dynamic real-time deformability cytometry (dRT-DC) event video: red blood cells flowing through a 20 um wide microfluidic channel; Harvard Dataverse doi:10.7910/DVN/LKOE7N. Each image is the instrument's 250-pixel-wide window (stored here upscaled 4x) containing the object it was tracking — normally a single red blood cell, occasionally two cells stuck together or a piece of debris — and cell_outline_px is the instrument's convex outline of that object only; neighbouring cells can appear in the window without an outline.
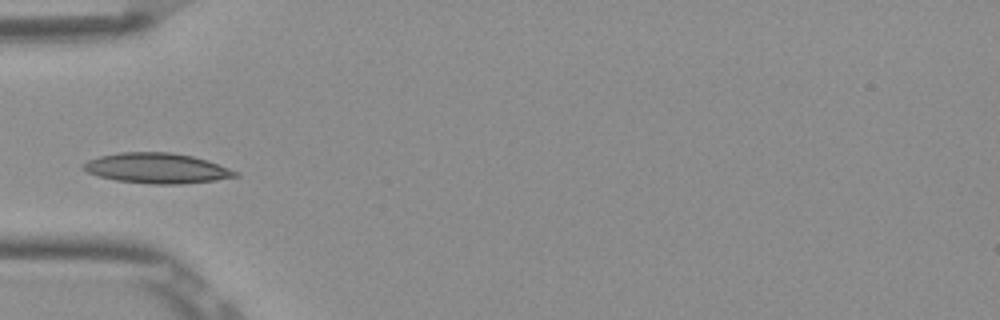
{"species": "Egyptian fruit bat (a non-hibernating species)", "species_latin": "Rousettus aegyptiacus", "temperature_condition": "room temperature", "stored_images_in_passage": 1, "camera_frame_rate_fps": 3000, "um_per_image_px": 0.085, "frame": {"image": 1, "passage_image": 1, "time_ms": 0.0, "image_size_px": [1000, 320], "cell_outline_px": [[240, 176], [216, 180], [180, 184], [152, 184], [116, 180], [100, 176], [88, 172], [84, 168], [84, 164], [88, 160], [100, 156], [120, 152], [168, 152], [192, 156], [208, 160], [240, 172]], "centroid_in_image_um": [13.4, 14.3], "position_along_channel_um": 71.6, "area_um2": 26.65}}